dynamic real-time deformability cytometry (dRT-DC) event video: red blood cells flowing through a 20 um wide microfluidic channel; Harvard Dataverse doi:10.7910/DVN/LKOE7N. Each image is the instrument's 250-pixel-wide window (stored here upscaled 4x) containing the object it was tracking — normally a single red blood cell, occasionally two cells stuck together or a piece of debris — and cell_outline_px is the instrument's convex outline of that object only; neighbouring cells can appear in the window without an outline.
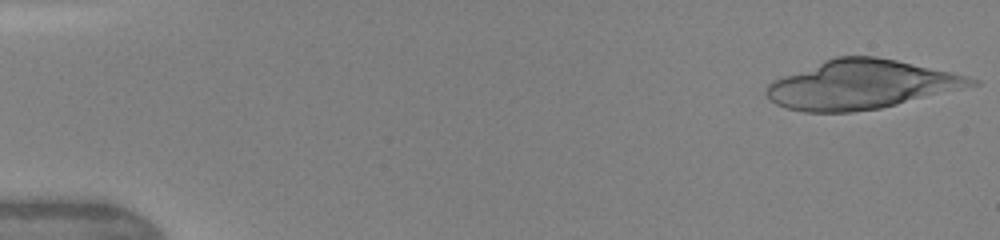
{"species": "human", "species_latin": "Homo sapiens", "temperature_condition": "warm", "stored_images_in_passage": 5, "camera_frame_rate_fps": 3000, "um_per_image_px": 0.085, "donor": {"sex": "female"}, "frame": {"image": 1, "passage_image": 1, "time_ms": 0.0, "image_size_px": [1000, 240], "cell_outline_px": [[980, 84], [880, 108], [852, 112], [804, 112], [788, 108], [776, 104], [768, 100], [764, 92], [768, 84], [772, 80], [824, 60], [836, 56], [876, 56], [896, 60], [952, 72], [968, 76], [980, 80]], "centroid_in_image_um": [73.16, 7.19], "position_along_channel_um": 11.8, "area_um2": 58.2}}